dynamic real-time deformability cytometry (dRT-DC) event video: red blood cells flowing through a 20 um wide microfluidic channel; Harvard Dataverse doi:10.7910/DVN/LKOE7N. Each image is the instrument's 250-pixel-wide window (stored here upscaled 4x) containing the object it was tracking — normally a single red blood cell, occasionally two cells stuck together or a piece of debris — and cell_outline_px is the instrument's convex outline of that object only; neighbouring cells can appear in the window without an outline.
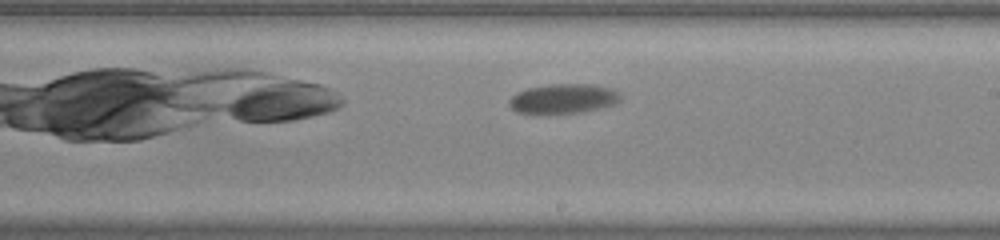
{"species": "common noctule bat (a hibernating species)", "species_latin": "Nyctalus noctula", "temperature_condition": "warm", "stored_images_in_passage": 25, "camera_frame_rate_fps": 3000, "um_per_image_px": 0.085, "animal": {"sex": "male", "body_mass_g": 20.0, "forearm_length_mm": 53.3}, "frame": {"image": 1, "passage_image": 15, "time_ms": 4.667, "image_size_px": [1000, 240], "cell_outline_px": [[620, 100], [616, 104], [584, 112], [516, 112], [508, 104], [508, 100], [516, 92], [528, 88], [552, 84], [592, 84], [612, 88], [620, 92]], "centroid_in_image_um": [47.92, 8.36], "position_along_channel_um": 241.1, "area_um2": 19.02}}